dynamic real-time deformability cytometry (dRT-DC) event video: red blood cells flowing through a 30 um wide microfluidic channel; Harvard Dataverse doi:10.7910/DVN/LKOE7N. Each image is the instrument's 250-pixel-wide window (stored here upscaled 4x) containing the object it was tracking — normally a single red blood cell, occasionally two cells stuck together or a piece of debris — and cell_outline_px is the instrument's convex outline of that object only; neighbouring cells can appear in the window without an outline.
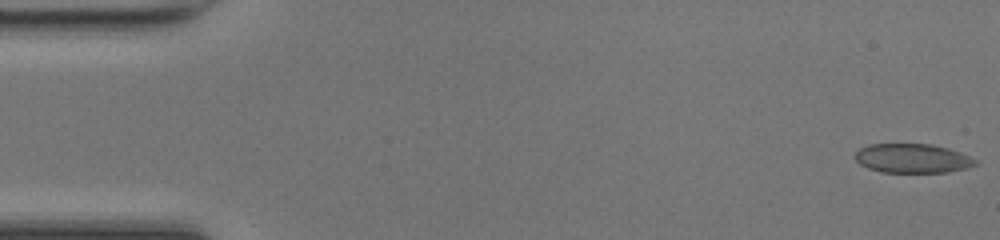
{"species": "common noctule bat (a hibernating species)", "species_latin": "Nyctalus noctula", "temperature_condition": "room temperature", "stored_images_in_passage": 48, "camera_frame_rate_fps": 3000, "um_per_image_px": 0.085, "animal": {"sex": "female", "body_mass_g": 17.0, "forearm_length_mm": 48.0}, "frame": {"image": 1, "passage_image": 1, "time_ms": 0.0, "image_size_px": [1000, 240], "cell_outline_px": [[976, 164], [968, 168], [948, 172], [880, 172], [868, 168], [860, 164], [852, 156], [860, 148], [868, 144], [932, 144], [948, 148], [968, 156], [976, 160]], "centroid_in_image_um": [77.52, 13.46], "position_along_channel_um": 7.5, "area_um2": 20.46}}
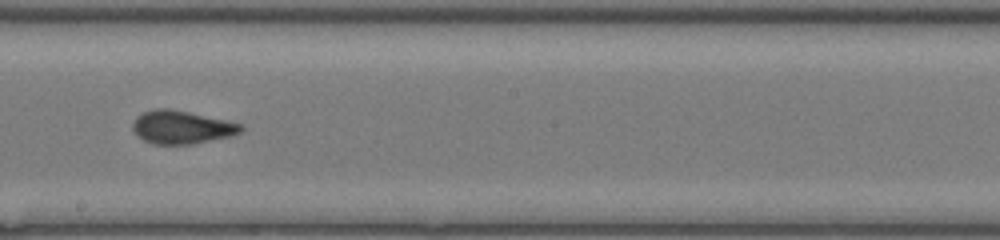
{"frame": {"image": 2, "passage_image": 27, "time_ms": 8.667, "image_size_px": [1000, 240], "cell_outline_px": [[244, 128], [240, 132], [232, 136], [192, 144], [152, 144], [144, 140], [132, 128], [132, 124], [136, 116], [144, 112], [156, 108], [168, 108], [228, 120], [244, 124]], "centroid_in_image_um": [15.48, 10.81], "position_along_channel_um": 232.7, "area_um2": 20.92}}
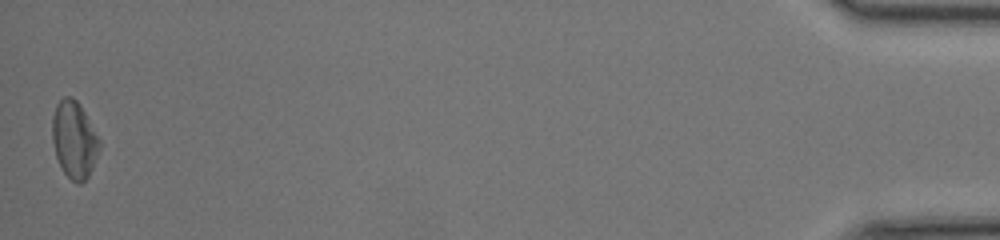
{"frame": {"image": 3, "passage_image": 48, "time_ms": 15.667, "image_size_px": [1000, 240], "cell_outline_px": [[100, 148], [92, 168], [88, 176], [80, 184], [76, 184], [64, 172], [56, 156], [52, 140], [52, 116], [56, 104], [64, 96], [72, 96], [80, 104], [100, 140]], "centroid_in_image_um": [6.3, 11.85], "position_along_channel_um": 428.9, "area_um2": 21.1}, "authors_computed_cell_mechanics": {"area_um2": 20.6346, "velocity_mm_per_s": 4.269, "shape_relaxation_time_tau1_ms": 5.394, "shape_relaxation_time_tau2_ms": 1.1199, "deformation_change_tau1": 0.1474, "deformation_change_tau2": 0.0652}}